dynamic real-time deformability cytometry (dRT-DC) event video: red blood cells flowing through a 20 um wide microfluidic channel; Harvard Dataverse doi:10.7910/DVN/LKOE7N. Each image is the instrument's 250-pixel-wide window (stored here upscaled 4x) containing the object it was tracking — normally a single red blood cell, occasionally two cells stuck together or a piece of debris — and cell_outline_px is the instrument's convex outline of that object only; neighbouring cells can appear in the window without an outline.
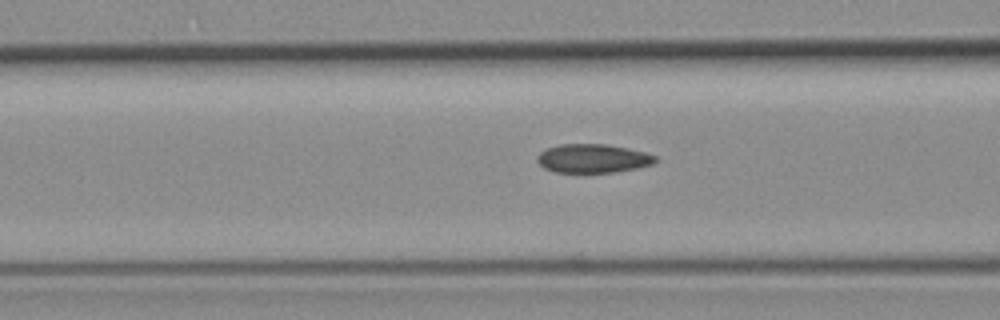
{"species": "common noctule bat (a hibernating species)", "species_latin": "Nyctalus noctula", "temperature_condition": "room temperature", "stored_images_in_passage": 8, "camera_frame_rate_fps": 3000, "um_per_image_px": 0.085, "animal": {"sex": "female", "body_mass_g": 19.3, "forearm_length_mm": 54.1}, "frame": {"image": 1, "passage_image": 6, "time_ms": 1.667, "image_size_px": [1000, 320], "cell_outline_px": [[660, 160], [652, 164], [640, 168], [616, 172], [556, 172], [544, 168], [536, 160], [536, 156], [540, 152], [548, 148], [560, 144], [604, 144], [628, 148], [644, 152], [656, 156]], "centroid_in_image_um": [50.42, 13.47], "position_along_channel_um": 116.2, "area_um2": 19.88}}